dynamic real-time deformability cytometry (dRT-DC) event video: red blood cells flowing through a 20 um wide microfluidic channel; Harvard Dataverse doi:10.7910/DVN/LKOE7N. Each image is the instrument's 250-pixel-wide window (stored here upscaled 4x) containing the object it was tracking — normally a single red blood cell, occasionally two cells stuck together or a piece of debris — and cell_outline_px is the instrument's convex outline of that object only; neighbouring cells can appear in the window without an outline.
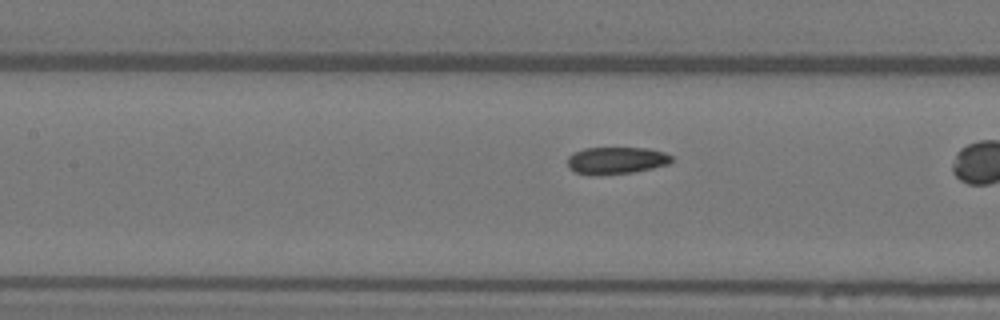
{"species": "Egyptian fruit bat (a non-hibernating species)", "species_latin": "Rousettus aegyptiacus", "temperature_condition": "warm", "stored_images_in_passage": 40, "camera_frame_rate_fps": 3000, "um_per_image_px": 0.085, "animal": {"sex": "female"}, "frame": {"image": 1, "passage_image": 23, "time_ms": 7.333, "image_size_px": [1000, 320], "cell_outline_px": [[672, 160], [668, 164], [652, 168], [632, 172], [576, 172], [568, 168], [568, 156], [572, 152], [584, 148], [648, 148], [664, 152], [672, 156]], "centroid_in_image_um": [52.41, 13.58], "position_along_channel_um": 155.0, "area_um2": 15.72}}